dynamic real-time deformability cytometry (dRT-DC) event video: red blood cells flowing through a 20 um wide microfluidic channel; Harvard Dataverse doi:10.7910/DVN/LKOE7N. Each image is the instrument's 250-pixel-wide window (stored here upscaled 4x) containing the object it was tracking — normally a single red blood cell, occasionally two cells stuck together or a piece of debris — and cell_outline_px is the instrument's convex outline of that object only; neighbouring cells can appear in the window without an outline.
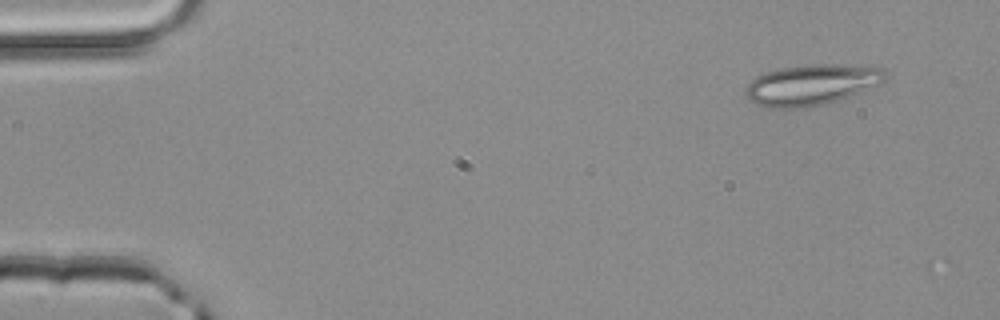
{"species": "common noctule bat (a hibernating species)", "species_latin": "Nyctalus noctula", "temperature_condition": "room temperature", "stored_images_in_passage": 3, "camera_frame_rate_fps": 3000, "um_per_image_px": 0.085, "animal": {"sex": "male", "body_mass_g": 20.4}, "frame": {"image": 1, "passage_image": 1, "time_ms": 0.0, "image_size_px": [1000, 320], "cell_outline_px": [[888, 76], [880, 84], [860, 92], [824, 104], [800, 108], [764, 108], [756, 104], [744, 92], [744, 88], [756, 76], [768, 72], [784, 68], [816, 64], [864, 64], [884, 68]], "centroid_in_image_um": [69.04, 7.19], "position_along_channel_um": 16.0, "area_um2": 33.23}}